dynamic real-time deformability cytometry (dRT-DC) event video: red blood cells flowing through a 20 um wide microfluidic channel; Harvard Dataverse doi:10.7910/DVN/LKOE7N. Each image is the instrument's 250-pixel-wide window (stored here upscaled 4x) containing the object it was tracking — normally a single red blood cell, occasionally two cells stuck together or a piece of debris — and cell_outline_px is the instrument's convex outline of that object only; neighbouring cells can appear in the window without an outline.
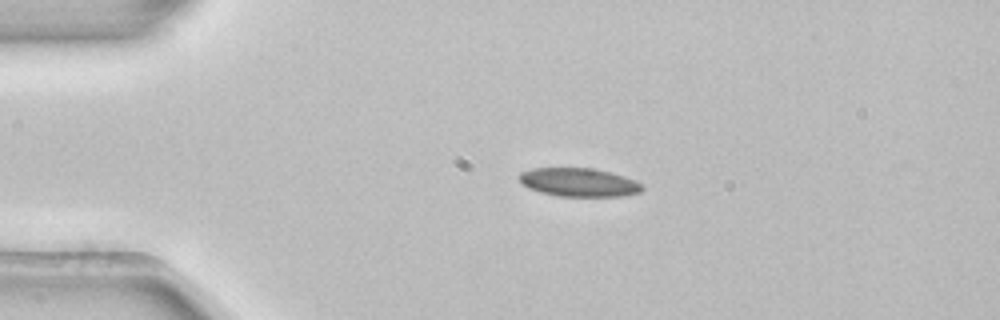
{"species": "common noctule bat (a hibernating species)", "species_latin": "Nyctalus noctula", "temperature_condition": "room temperature", "stored_images_in_passage": 2, "camera_frame_rate_fps": 3000, "um_per_image_px": 0.085, "animal": {"sex": "female", "body_mass_g": 22.7, "forearm_length_mm": 54.2}, "frame": {"image": 1, "passage_image": 1, "time_ms": 0.0, "image_size_px": [1000, 320], "cell_outline_px": [[644, 188], [640, 192], [620, 196], [556, 196], [540, 192], [528, 188], [516, 176], [520, 172], [532, 168], [592, 168], [624, 176], [640, 184]], "centroid_in_image_um": [49.14, 15.49], "position_along_channel_um": 35.9, "area_um2": 20.29}}